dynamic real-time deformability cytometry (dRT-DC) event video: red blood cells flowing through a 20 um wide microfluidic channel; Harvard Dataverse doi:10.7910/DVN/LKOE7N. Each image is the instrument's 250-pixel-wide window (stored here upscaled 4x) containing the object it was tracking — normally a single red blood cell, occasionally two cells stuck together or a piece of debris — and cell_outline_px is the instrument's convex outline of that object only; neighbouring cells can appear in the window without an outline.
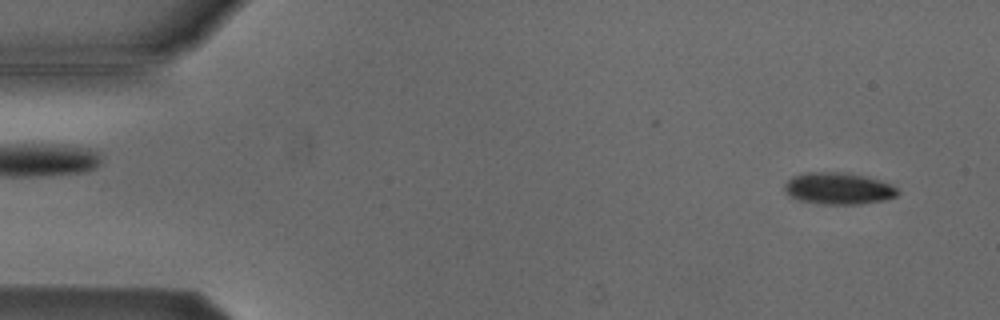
{"species": "Egyptian fruit bat (a non-hibernating species)", "species_latin": "Rousettus aegyptiacus", "temperature_condition": "cold", "stored_images_in_passage": 53, "camera_frame_rate_fps": 3000, "um_per_image_px": 0.085, "animal": {"sex": "male"}, "frame": {"image": 1, "passage_image": 3, "time_ms": 0.667, "image_size_px": [1000, 320], "cell_outline_px": [[900, 192], [896, 196], [884, 200], [860, 204], [820, 204], [800, 200], [788, 196], [784, 192], [784, 184], [792, 176], [804, 172], [848, 172], [880, 180], [892, 184]], "centroid_in_image_um": [71.24, 16.01], "position_along_channel_um": 13.8, "area_um2": 21.21}}
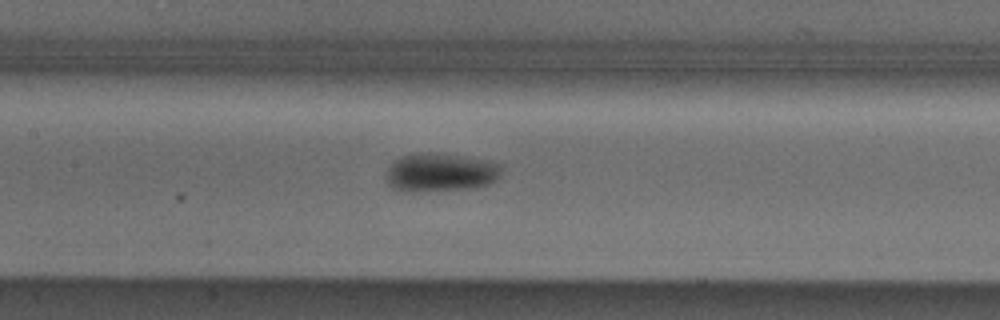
{"frame": {"image": 2, "passage_image": 24, "time_ms": 7.667, "image_size_px": [1000, 320], "cell_outline_px": [[500, 176], [492, 184], [476, 188], [416, 192], [404, 192], [392, 188], [384, 180], [384, 176], [392, 160], [400, 156], [416, 152], [432, 152], [464, 156], [484, 160], [500, 164]], "centroid_in_image_um": [37.37, 14.66], "position_along_channel_um": 170.0, "area_um2": 26.65}}
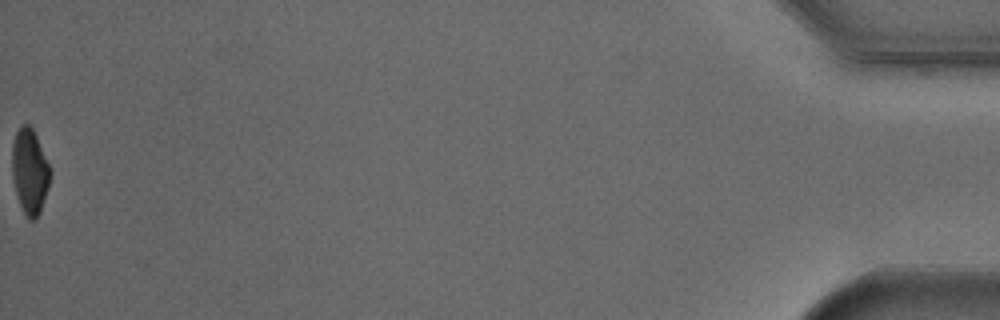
{"frame": {"image": 3, "passage_image": 53, "time_ms": 17.333, "image_size_px": [1000, 320], "cell_outline_px": [[52, 172], [48, 188], [40, 212], [36, 220], [28, 220], [20, 204], [16, 192], [12, 176], [12, 144], [16, 132], [20, 124], [28, 124], [32, 128], [36, 136]], "centroid_in_image_um": [2.53, 14.57], "position_along_channel_um": 432.7, "area_um2": 18.9}, "authors_computed_cell_mechanics": {"area_um2": 22.0796, "velocity_mm_per_s": 3.8257, "shape_relaxation_time_tau1_ms": 1.8998, "shape_relaxation_time_tau2_ms": null, "deformation_change_tau1": 0.1125, "deformation_change_tau2": null}}